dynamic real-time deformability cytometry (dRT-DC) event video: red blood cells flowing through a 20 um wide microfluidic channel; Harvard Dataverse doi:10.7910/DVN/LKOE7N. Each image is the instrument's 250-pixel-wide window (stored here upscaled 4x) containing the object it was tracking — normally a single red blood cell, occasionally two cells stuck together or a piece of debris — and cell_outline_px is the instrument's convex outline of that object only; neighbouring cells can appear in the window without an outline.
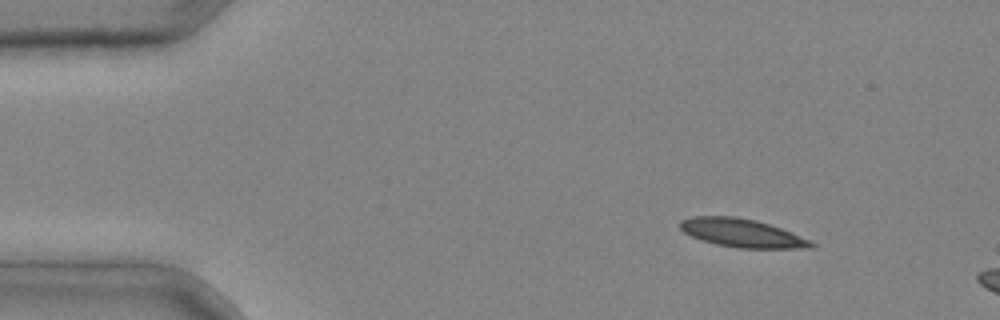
{"species": "common noctule bat (a hibernating species)", "species_latin": "Nyctalus noctula", "temperature_condition": "cold", "stored_images_in_passage": 2, "camera_frame_rate_fps": 3000, "um_per_image_px": 0.085, "animal": {"sex": "male", "body_mass_g": 20.4}, "frame": {"image": 1, "passage_image": 1, "time_ms": 0.0, "image_size_px": [1000, 320], "cell_outline_px": [[816, 248], [736, 248], [716, 244], [692, 236], [684, 232], [680, 228], [680, 220], [692, 216], [736, 216], [756, 220], [780, 228], [812, 240], [816, 244]], "centroid_in_image_um": [63.1, 19.8], "position_along_channel_um": 21.9, "area_um2": 21.68}}